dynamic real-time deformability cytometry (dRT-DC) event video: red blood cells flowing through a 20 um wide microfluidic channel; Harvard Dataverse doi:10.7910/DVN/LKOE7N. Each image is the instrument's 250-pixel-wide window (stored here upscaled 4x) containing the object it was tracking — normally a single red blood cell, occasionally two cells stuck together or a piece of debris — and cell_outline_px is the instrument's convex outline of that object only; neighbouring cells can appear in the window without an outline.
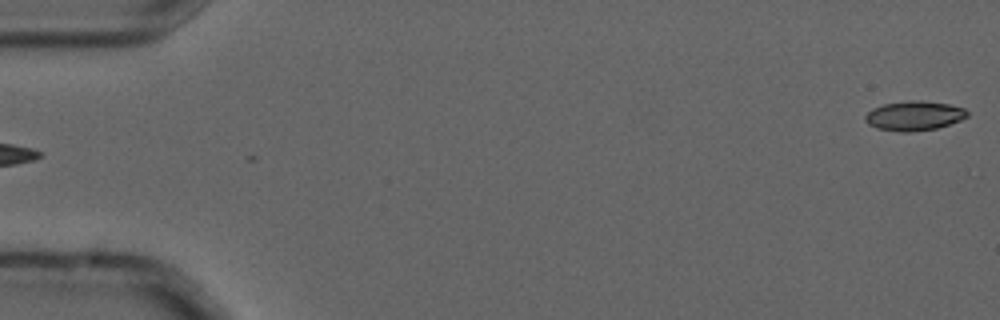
{"species": "common noctule bat (a hibernating species)", "species_latin": "Nyctalus noctula", "temperature_condition": "cold", "stored_images_in_passage": 4, "segment_of_instrument_passage": [2, 2], "camera_frame_rate_fps": 3000, "um_per_image_px": 0.085, "animal": {"sex": "male", "forearm_length_mm": 52.5}, "frame": {"image": 1, "passage_image": 4, "time_ms": 1.0, "image_size_px": [1000, 320], "cell_outline_px": [[968, 116], [960, 120], [936, 128], [908, 132], [900, 132], [876, 128], [868, 124], [864, 120], [864, 116], [872, 108], [884, 104], [908, 100], [920, 100], [948, 104], [964, 108], [968, 112]], "centroid_in_image_um": [77.67, 9.83], "position_along_channel_um": 7.3, "area_um2": 17.51}}